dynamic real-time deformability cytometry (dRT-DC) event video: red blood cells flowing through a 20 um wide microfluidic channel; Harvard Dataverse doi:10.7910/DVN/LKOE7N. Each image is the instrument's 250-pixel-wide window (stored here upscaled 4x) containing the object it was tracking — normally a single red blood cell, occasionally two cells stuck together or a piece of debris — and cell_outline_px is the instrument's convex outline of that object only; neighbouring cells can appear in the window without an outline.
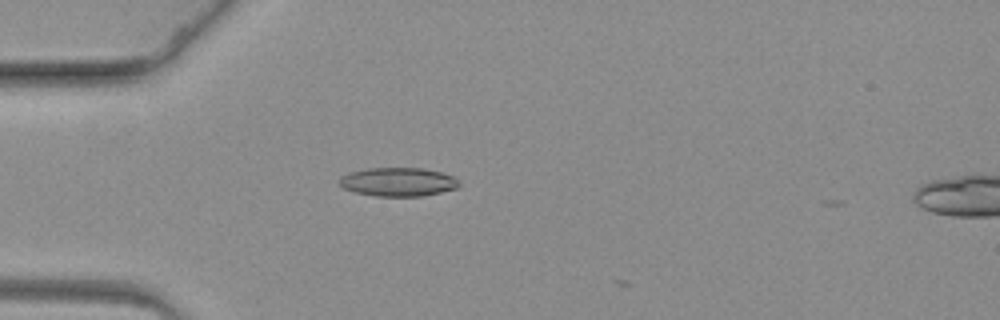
{"species": "common noctule bat (a hibernating species)", "species_latin": "Nyctalus noctula", "temperature_condition": "warm", "stored_images_in_passage": 2, "camera_frame_rate_fps": 3000, "um_per_image_px": 0.085, "animal": {"sex": "female", "body_mass_g": 19.3, "forearm_length_mm": 54.1}, "frame": {"image": 1, "passage_image": 1, "time_ms": 0.0, "image_size_px": [1000, 320], "cell_outline_px": [[460, 184], [456, 188], [424, 196], [376, 196], [356, 192], [344, 188], [340, 184], [340, 176], [352, 172], [368, 168], [424, 168], [440, 172], [452, 176]], "centroid_in_image_um": [33.84, 15.46], "position_along_channel_um": 51.2, "area_um2": 19.77}}